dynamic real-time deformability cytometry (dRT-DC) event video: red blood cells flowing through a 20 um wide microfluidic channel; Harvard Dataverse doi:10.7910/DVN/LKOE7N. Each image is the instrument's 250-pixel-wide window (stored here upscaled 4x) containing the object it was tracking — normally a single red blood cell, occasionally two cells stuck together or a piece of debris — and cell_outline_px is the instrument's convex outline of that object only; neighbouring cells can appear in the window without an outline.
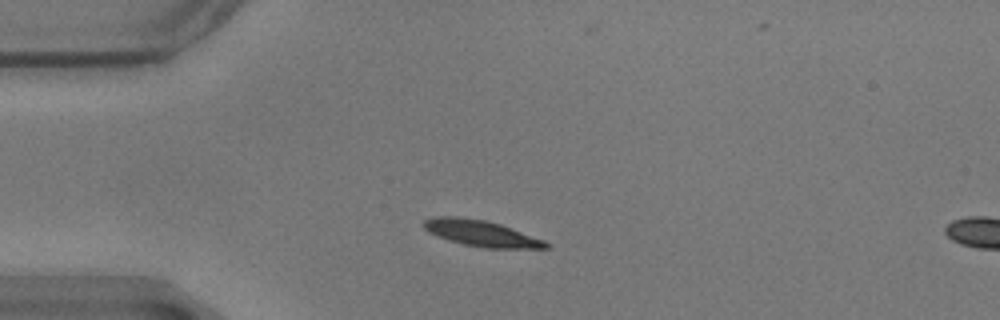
{"species": "common noctule bat (a hibernating species)", "species_latin": "Nyctalus noctula", "temperature_condition": "warm", "stored_images_in_passage": 4, "camera_frame_rate_fps": 3000, "um_per_image_px": 0.085, "animal": {"sex": "male", "body_mass_g": 17.9}, "frame": {"image": 1, "passage_image": 1, "time_ms": 0.0, "image_size_px": [1000, 320], "cell_outline_px": [[552, 244], [548, 248], [484, 248], [464, 244], [448, 240], [428, 232], [420, 224], [424, 220], [432, 216], [456, 216], [484, 220], [500, 224], [544, 240]], "centroid_in_image_um": [40.86, 19.82], "position_along_channel_um": 44.1, "area_um2": 18.61}}